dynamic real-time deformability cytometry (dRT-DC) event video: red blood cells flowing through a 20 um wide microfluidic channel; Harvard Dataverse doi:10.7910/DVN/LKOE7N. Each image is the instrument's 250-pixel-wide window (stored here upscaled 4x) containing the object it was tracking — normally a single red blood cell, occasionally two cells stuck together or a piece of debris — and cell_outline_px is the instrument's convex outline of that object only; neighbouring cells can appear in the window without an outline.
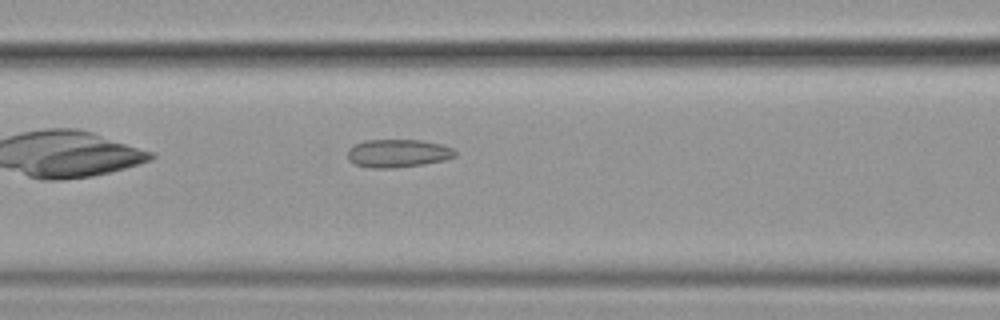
{"species": "common noctule bat (a hibernating species)", "species_latin": "Nyctalus noctula", "temperature_condition": "cold", "stored_images_in_passage": 29, "camera_frame_rate_fps": 3000, "um_per_image_px": 0.085, "animal": {"sex": "female", "body_mass_g": 19.9}, "frame": {"image": 1, "passage_image": 13, "time_ms": 4.0, "image_size_px": [1000, 320], "cell_outline_px": [[456, 156], [444, 160], [424, 164], [396, 168], [368, 168], [356, 164], [348, 160], [348, 148], [364, 140], [420, 140], [440, 144], [452, 148], [456, 152]], "centroid_in_image_um": [33.8, 13.04], "position_along_channel_um": 132.8, "area_um2": 17.63}}